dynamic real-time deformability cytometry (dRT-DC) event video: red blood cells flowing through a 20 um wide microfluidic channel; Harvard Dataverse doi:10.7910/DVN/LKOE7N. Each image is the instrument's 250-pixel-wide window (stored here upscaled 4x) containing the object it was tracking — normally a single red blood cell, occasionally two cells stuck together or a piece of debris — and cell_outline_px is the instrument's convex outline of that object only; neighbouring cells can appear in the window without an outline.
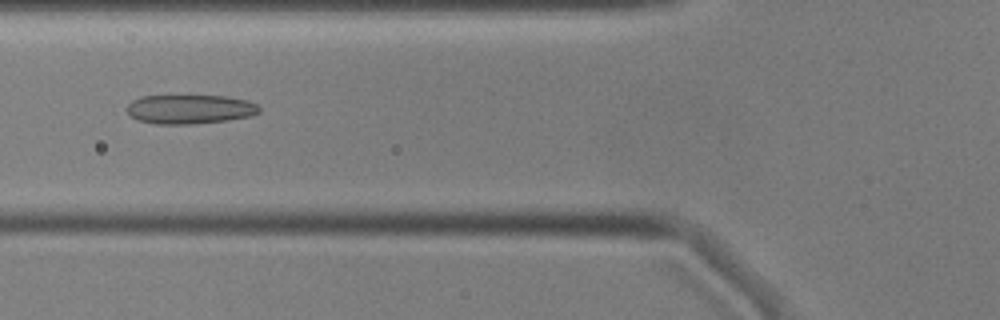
{"species": "common noctule bat (a hibernating species)", "species_latin": "Nyctalus noctula", "temperature_condition": "cold", "stored_images_in_passage": 55, "camera_frame_rate_fps": 3000, "um_per_image_px": 0.085, "animal": {"sex": "male", "body_mass_g": 17.9, "forearm_length_mm": 54.2}, "frame": {"image": 1, "passage_image": 20, "time_ms": 6.333, "image_size_px": [1000, 320], "cell_outline_px": [[260, 112], [252, 116], [228, 120], [188, 124], [156, 124], [140, 120], [132, 116], [128, 112], [128, 104], [132, 100], [140, 96], [224, 96], [248, 100], [260, 104]], "centroid_in_image_um": [16.2, 9.28], "position_along_channel_um": 109.6, "area_um2": 22.48}}
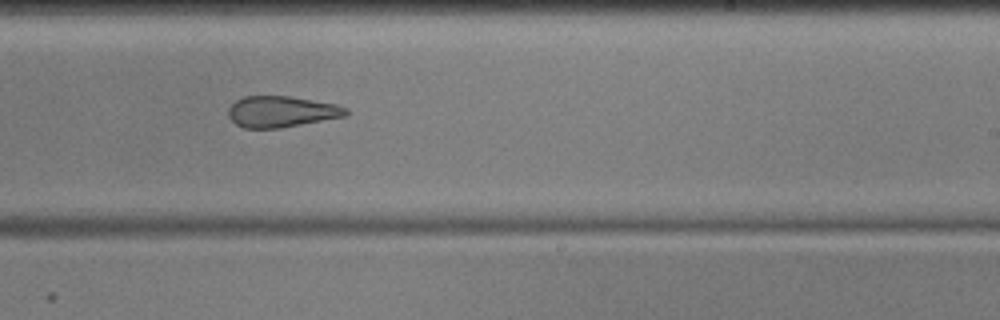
{"frame": {"image": 2, "passage_image": 33, "time_ms": 10.667, "image_size_px": [1000, 320], "cell_outline_px": [[348, 112], [344, 116], [280, 128], [244, 128], [236, 124], [228, 116], [228, 108], [236, 100], [244, 96], [288, 96], [336, 104], [348, 108]], "centroid_in_image_um": [23.89, 9.48], "position_along_channel_um": 265.1, "area_um2": 21.15}}
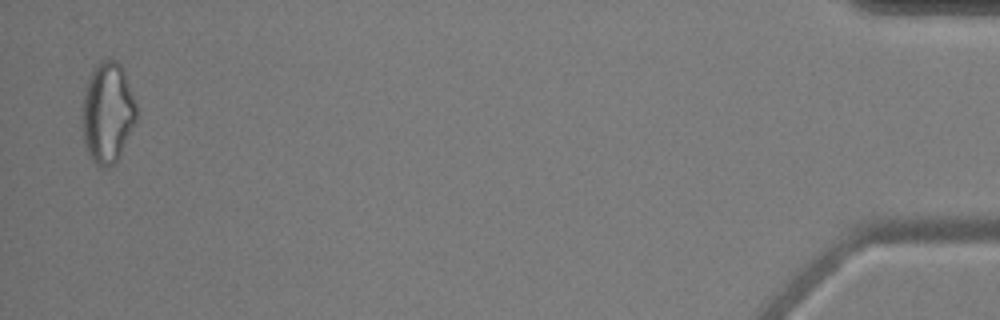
{"frame": {"image": 3, "passage_image": 54, "time_ms": 17.667, "image_size_px": [1000, 320], "cell_outline_px": [[140, 112], [120, 156], [116, 164], [108, 168], [100, 168], [92, 160], [84, 144], [80, 112], [80, 108], [84, 88], [96, 64], [100, 60], [116, 60], [120, 64], [124, 72], [136, 100]], "centroid_in_image_um": [9.14, 9.61], "position_along_channel_um": 426.1, "area_um2": 32.83}, "authors_computed_cell_mechanics": {"area_um2": 25.0274, "velocity_mm_per_s": 3.5848, "shape_relaxation_time_tau1_ms": null, "shape_relaxation_time_tau2_ms": 5.1035, "deformation_change_tau1": null, "deformation_change_tau2": 0.1682}}